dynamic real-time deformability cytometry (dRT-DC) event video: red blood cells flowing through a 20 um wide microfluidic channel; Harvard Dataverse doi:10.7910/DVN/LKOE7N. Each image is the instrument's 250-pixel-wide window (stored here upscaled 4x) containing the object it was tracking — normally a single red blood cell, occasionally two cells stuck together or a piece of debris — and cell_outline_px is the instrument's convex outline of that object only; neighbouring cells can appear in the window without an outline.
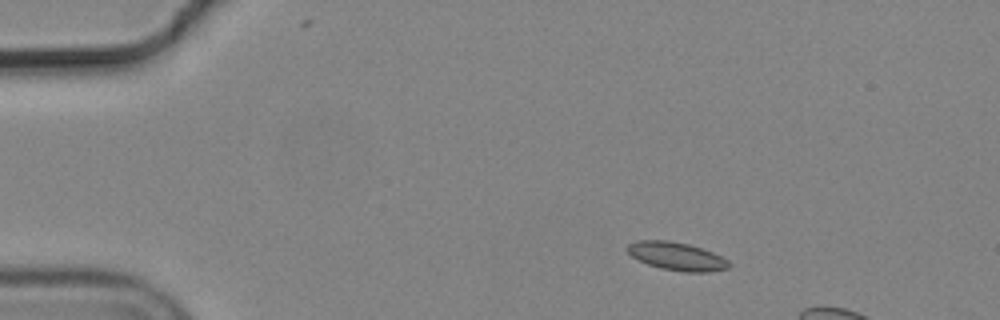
{"species": "common noctule bat (a hibernating species)", "species_latin": "Nyctalus noctula", "temperature_condition": "cold", "stored_images_in_passage": 9, "camera_frame_rate_fps": 3000, "um_per_image_px": 0.085, "animal": {"sex": "male", "body_mass_g": 19.2, "forearm_length_mm": 51.8}, "frame": {"image": 1, "passage_image": 1, "time_ms": 0.0, "image_size_px": [1000, 320], "cell_outline_px": [[732, 264], [728, 268], [708, 272], [684, 272], [660, 268], [636, 260], [624, 248], [628, 244], [636, 240], [668, 240], [688, 244], [712, 252], [728, 260]], "centroid_in_image_um": [57.48, 21.78], "position_along_channel_um": 27.5, "area_um2": 16.76}}